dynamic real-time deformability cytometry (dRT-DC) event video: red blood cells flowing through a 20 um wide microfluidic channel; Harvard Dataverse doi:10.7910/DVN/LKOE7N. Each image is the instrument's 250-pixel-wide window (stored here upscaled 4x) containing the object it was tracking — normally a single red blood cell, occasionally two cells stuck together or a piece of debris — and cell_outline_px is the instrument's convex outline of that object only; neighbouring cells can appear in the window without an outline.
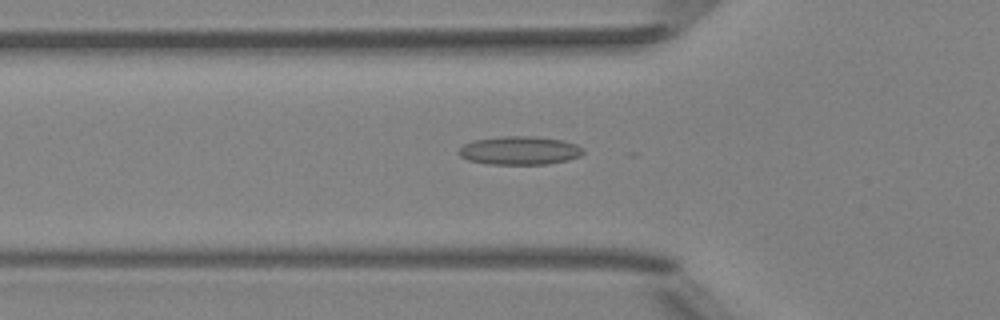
{"species": "Egyptian fruit bat (a non-hibernating species)", "species_latin": "Rousettus aegyptiacus", "temperature_condition": "room temperature", "stored_images_in_passage": 35, "camera_frame_rate_fps": 3000, "um_per_image_px": 0.085, "animal": {"sex": "female"}, "frame": {"image": 1, "passage_image": 2, "time_ms": 0.333, "image_size_px": [1000, 320], "cell_outline_px": [[584, 152], [580, 156], [568, 160], [548, 164], [488, 164], [468, 160], [460, 156], [456, 152], [464, 144], [472, 140], [500, 136], [532, 136], [564, 140], [576, 144], [584, 148]], "centroid_in_image_um": [44.17, 12.79], "position_along_channel_um": 81.6, "area_um2": 20.87}}
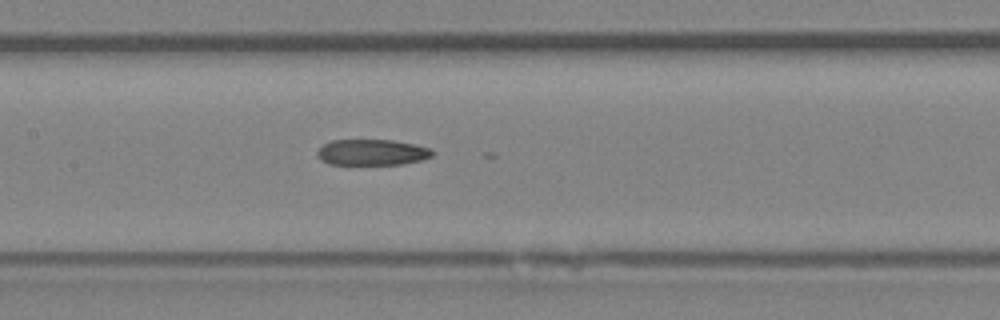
{"frame": {"image": 2, "passage_image": 9, "time_ms": 2.667, "image_size_px": [1000, 320], "cell_outline_px": [[436, 152], [432, 156], [424, 160], [404, 164], [328, 164], [320, 160], [316, 152], [324, 144], [332, 140], [392, 140], [416, 144], [432, 148]], "centroid_in_image_um": [31.68, 12.95], "position_along_channel_um": 175.7, "area_um2": 17.63}}
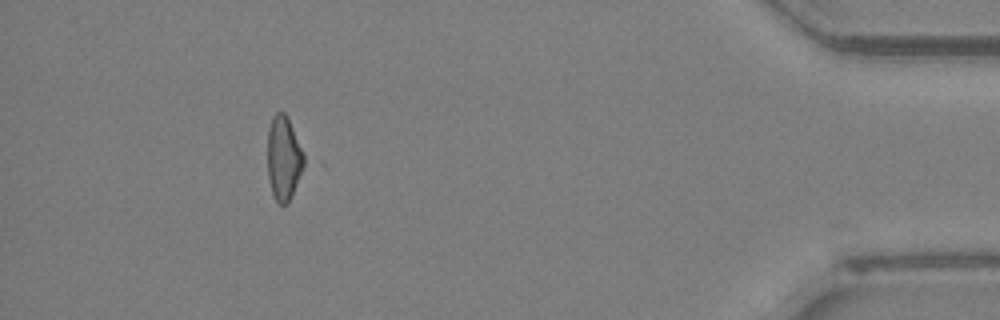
{"frame": {"image": 3, "passage_image": 31, "time_ms": 10.0, "image_size_px": [1000, 320], "cell_outline_px": [[308, 164], [288, 204], [280, 204], [276, 200], [272, 192], [268, 176], [268, 132], [272, 116], [276, 112], [284, 112], [288, 116]], "centroid_in_image_um": [24.16, 13.46], "position_along_channel_um": 411.0, "area_um2": 18.32}}